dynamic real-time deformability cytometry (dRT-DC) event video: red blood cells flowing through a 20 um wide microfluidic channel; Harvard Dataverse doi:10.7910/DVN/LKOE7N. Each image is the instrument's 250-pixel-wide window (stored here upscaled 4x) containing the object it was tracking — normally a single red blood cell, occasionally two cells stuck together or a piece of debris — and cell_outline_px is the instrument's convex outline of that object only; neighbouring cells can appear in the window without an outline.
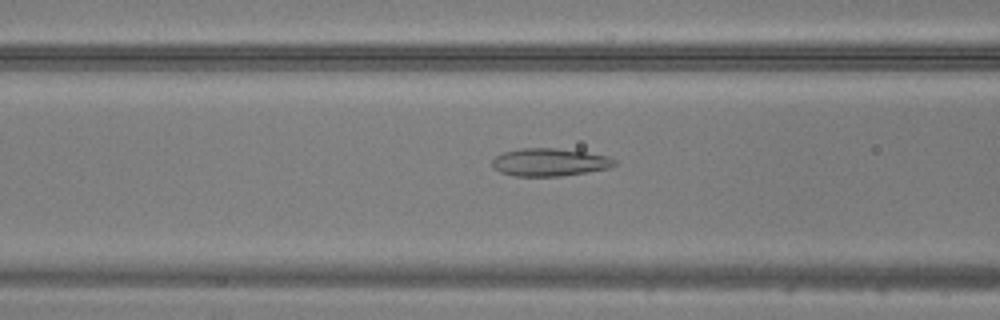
{"species": "common noctule bat (a hibernating species)", "species_latin": "Nyctalus noctula", "temperature_condition": "warm", "stored_images_in_passage": 48, "camera_frame_rate_fps": 3000, "um_per_image_px": 0.085, "animal": {"sex": "male", "body_mass_g": 20.5, "forearm_length_mm": 52.5}, "frame": {"image": 1, "passage_image": 20, "time_ms": 6.333, "image_size_px": [1000, 320], "cell_outline_px": [[616, 164], [608, 168], [588, 172], [560, 176], [512, 176], [500, 172], [492, 164], [492, 160], [496, 156], [504, 152], [520, 148], [556, 148], [584, 152], [608, 156], [616, 160]], "centroid_in_image_um": [46.71, 13.79], "position_along_channel_um": 119.9, "area_um2": 19.71}}
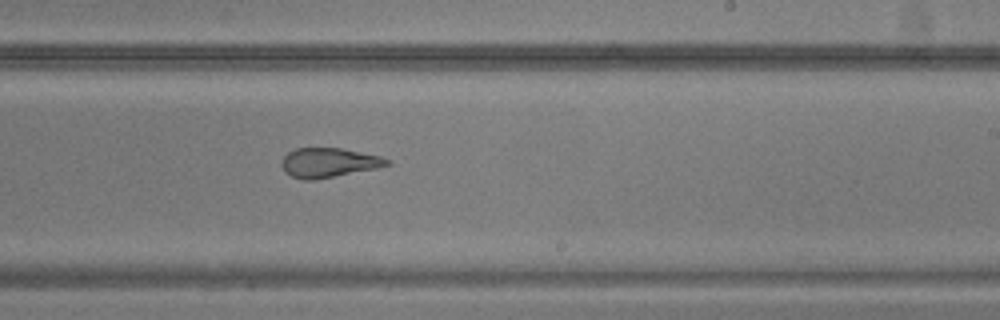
{"frame": {"image": 2, "passage_image": 30, "time_ms": 9.667, "image_size_px": [1000, 320], "cell_outline_px": [[392, 164], [376, 168], [316, 180], [304, 180], [292, 176], [284, 172], [280, 164], [284, 156], [288, 152], [296, 148], [340, 148], [380, 156], [392, 160]], "centroid_in_image_um": [27.93, 13.83], "position_along_channel_um": 261.1, "area_um2": 18.15}}
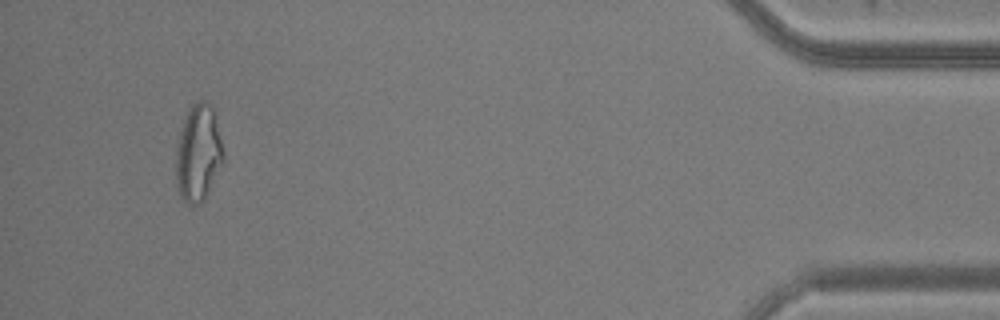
{"frame": {"image": 3, "passage_image": 46, "time_ms": 15.0, "image_size_px": [1000, 320], "cell_outline_px": [[224, 160], [204, 200], [200, 204], [188, 204], [180, 196], [176, 184], [176, 152], [180, 132], [188, 108], [192, 104], [200, 100], [208, 100], [212, 104], [216, 112], [224, 152]], "centroid_in_image_um": [16.88, 12.96], "position_along_channel_um": 418.3, "area_um2": 27.11}}